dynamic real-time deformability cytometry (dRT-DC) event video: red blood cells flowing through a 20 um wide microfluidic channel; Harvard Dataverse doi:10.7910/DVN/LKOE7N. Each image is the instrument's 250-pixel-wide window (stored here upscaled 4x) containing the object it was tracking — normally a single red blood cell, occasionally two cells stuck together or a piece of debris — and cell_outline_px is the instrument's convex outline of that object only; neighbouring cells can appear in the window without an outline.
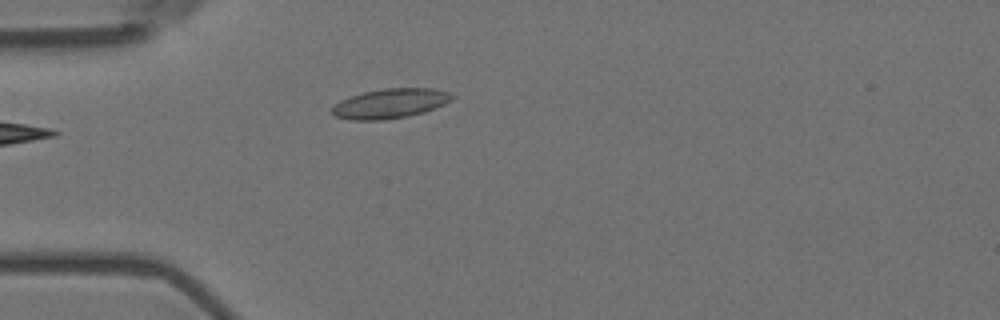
{"species": "Egyptian fruit bat (a non-hibernating species)", "species_latin": "Rousettus aegyptiacus", "temperature_condition": "room temperature", "stored_images_in_passage": 6, "camera_frame_rate_fps": 3000, "um_per_image_px": 0.085, "animal": {"sex": "female"}, "frame": {"image": 1, "passage_image": 2, "time_ms": 0.333, "image_size_px": [1000, 320], "cell_outline_px": [[456, 96], [452, 100], [444, 104], [424, 112], [408, 116], [384, 120], [352, 120], [336, 116], [332, 112], [332, 108], [340, 100], [348, 96], [364, 92], [384, 88], [432, 88], [448, 92]], "centroid_in_image_um": [33.18, 8.79], "position_along_channel_um": 51.8, "area_um2": 20.75}}
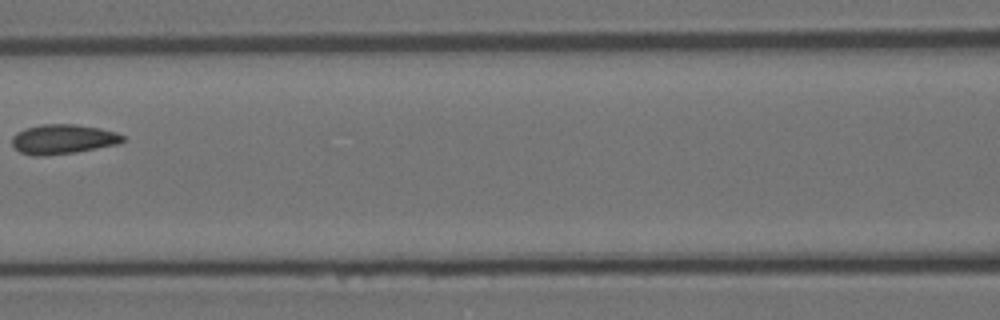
{"frame": {"image": 2, "passage_image": 5, "time_ms": 1.333, "image_size_px": [1000, 320], "cell_outline_px": [[124, 140], [120, 144], [76, 152], [44, 156], [32, 156], [20, 152], [12, 144], [12, 136], [16, 132], [40, 124], [76, 124], [100, 128], [116, 132], [124, 136]], "centroid_in_image_um": [5.36, 11.83], "position_along_channel_um": 161.2, "area_um2": 19.25}}
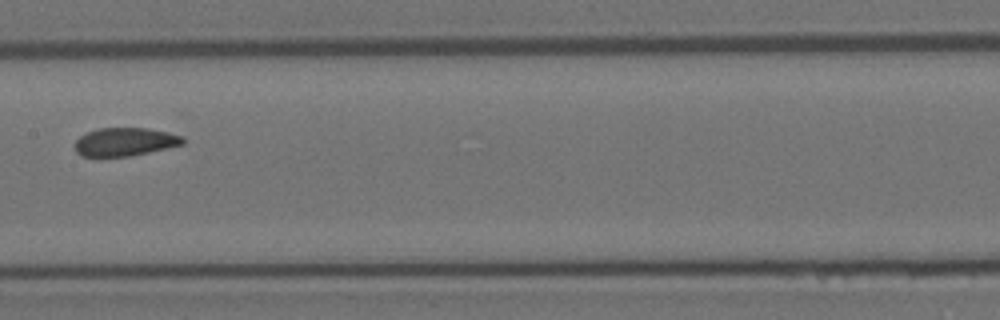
{"frame": {"image": 3, "passage_image": 6, "time_ms": 1.667, "image_size_px": [1000, 320], "cell_outline_px": [[184, 144], [148, 152], [128, 156], [80, 156], [76, 152], [76, 140], [80, 136], [88, 132], [100, 128], [148, 128], [168, 132], [184, 136]], "centroid_in_image_um": [10.64, 12.05], "position_along_channel_um": 196.8, "area_um2": 17.63}}